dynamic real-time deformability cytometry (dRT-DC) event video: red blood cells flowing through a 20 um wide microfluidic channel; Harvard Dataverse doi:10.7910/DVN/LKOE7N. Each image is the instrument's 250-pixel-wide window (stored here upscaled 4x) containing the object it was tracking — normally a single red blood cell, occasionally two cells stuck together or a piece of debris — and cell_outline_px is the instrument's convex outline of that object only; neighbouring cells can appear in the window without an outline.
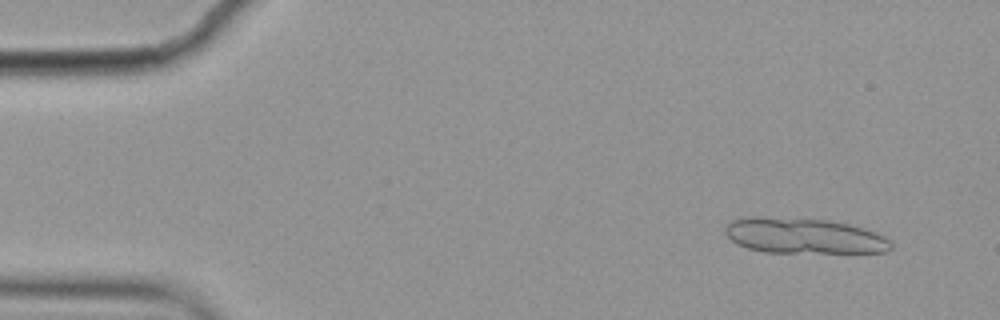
{"species": "common noctule bat (a hibernating species)", "species_latin": "Nyctalus noctula", "temperature_condition": "cold", "stored_images_in_passage": 7, "segment_of_instrument_passage": [1, 2], "camera_frame_rate_fps": 3000, "um_per_image_px": 0.085, "animal": {"sex": "female", "body_mass_g": 19.9}, "frame": {"image": 1, "passage_image": 2, "time_ms": 0.333, "image_size_px": [1000, 320], "cell_outline_px": [[892, 248], [884, 252], [764, 252], [748, 248], [736, 244], [724, 232], [724, 224], [732, 220], [744, 216], [760, 216], [828, 220], [848, 224], [864, 228], [876, 232], [884, 236], [892, 244]], "centroid_in_image_um": [68.26, 20.03], "position_along_channel_um": 16.7, "area_um2": 34.45}}